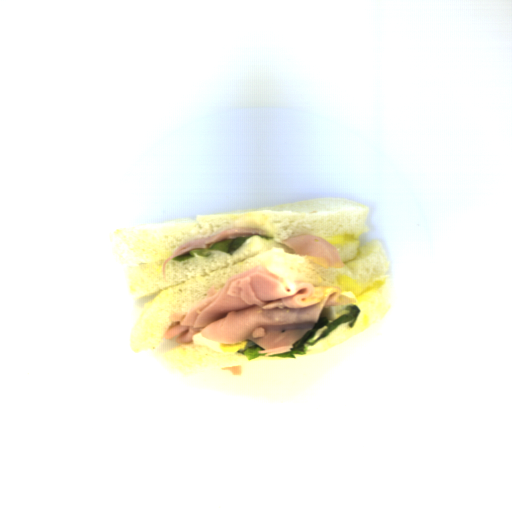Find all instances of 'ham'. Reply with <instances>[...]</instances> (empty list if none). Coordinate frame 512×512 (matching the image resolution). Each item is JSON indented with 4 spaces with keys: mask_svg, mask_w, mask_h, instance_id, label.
<instances>
[{
    "mask_svg": "<svg viewBox=\"0 0 512 512\" xmlns=\"http://www.w3.org/2000/svg\"><path fill=\"white\" fill-rule=\"evenodd\" d=\"M354 303L355 295L336 285L291 281L260 266L229 278L222 289L210 287L188 312L170 316L162 336L180 344H191L197 334L220 343L253 340L268 358L290 351L323 308Z\"/></svg>",
    "mask_w": 512,
    "mask_h": 512,
    "instance_id": "37f43c06",
    "label": "ham"
},
{
    "mask_svg": "<svg viewBox=\"0 0 512 512\" xmlns=\"http://www.w3.org/2000/svg\"><path fill=\"white\" fill-rule=\"evenodd\" d=\"M298 256L304 257L323 268L339 269L347 266L341 259L338 250L323 238L305 234L282 242Z\"/></svg>",
    "mask_w": 512,
    "mask_h": 512,
    "instance_id": "09b19980",
    "label": "ham"
},
{
    "mask_svg": "<svg viewBox=\"0 0 512 512\" xmlns=\"http://www.w3.org/2000/svg\"><path fill=\"white\" fill-rule=\"evenodd\" d=\"M255 235H260L261 237H265L267 235L266 231H261L252 228H231L210 237L192 240L181 244L165 261L163 264L162 275L166 280V271L165 265L169 263L172 259L178 256L187 255L192 250H209L218 242L229 241L238 238H247Z\"/></svg>",
    "mask_w": 512,
    "mask_h": 512,
    "instance_id": "d13d27c6",
    "label": "ham"
}]
</instances>
